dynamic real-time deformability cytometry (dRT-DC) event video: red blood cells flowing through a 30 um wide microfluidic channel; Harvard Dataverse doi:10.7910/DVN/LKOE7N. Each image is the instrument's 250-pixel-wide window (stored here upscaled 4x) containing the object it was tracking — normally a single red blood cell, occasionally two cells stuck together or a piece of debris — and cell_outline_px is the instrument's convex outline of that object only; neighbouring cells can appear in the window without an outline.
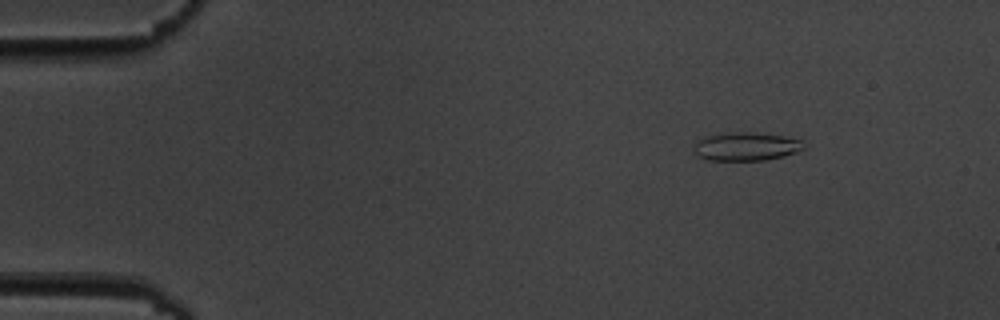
{"species": "common noctule bat (a hibernating species)", "species_latin": "Nyctalus noctula", "temperature_condition": "cold", "stored_images_in_passage": 6, "camera_frame_rate_fps": 3000, "um_per_image_px": 0.085, "animal": {"sex": "male", "body_mass_g": 19.5, "forearm_length_mm": 54.6}, "frame": {"image": 1, "passage_image": 3, "time_ms": 2.333, "image_size_px": [1000, 320], "cell_outline_px": [[804, 148], [796, 152], [784, 156], [764, 160], [708, 160], [692, 152], [692, 144], [696, 140], [708, 136], [744, 132], [748, 132], [784, 136], [804, 140]], "centroid_in_image_um": [63.41, 12.46], "position_along_channel_um": 21.6, "area_um2": 18.09}}
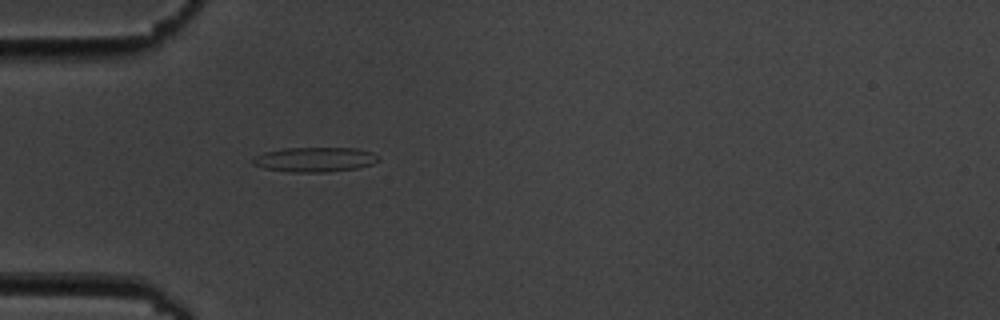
{"frame": {"image": 2, "passage_image": 6, "time_ms": 5.667, "image_size_px": [1000, 320], "cell_outline_px": [[380, 160], [372, 164], [356, 168], [328, 172], [288, 172], [264, 168], [252, 164], [252, 160], [256, 156], [264, 152], [284, 148], [356, 148], [372, 152], [380, 156]], "centroid_in_image_um": [26.78, 13.56], "position_along_channel_um": 58.2, "area_um2": 18.15}}